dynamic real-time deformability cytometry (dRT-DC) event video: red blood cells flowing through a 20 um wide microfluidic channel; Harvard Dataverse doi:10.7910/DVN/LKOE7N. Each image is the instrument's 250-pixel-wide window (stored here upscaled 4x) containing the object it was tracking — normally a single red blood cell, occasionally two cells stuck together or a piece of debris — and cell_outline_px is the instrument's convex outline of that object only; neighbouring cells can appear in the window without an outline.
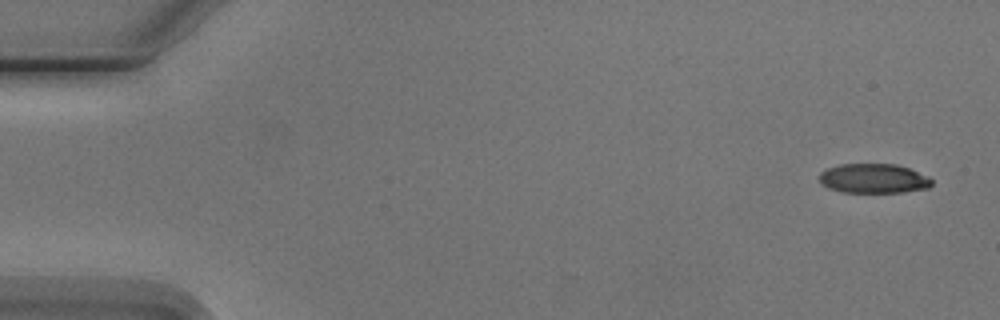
{"species": "Egyptian fruit bat (a non-hibernating species)", "species_latin": "Rousettus aegyptiacus", "temperature_condition": "cold", "stored_images_in_passage": 4, "camera_frame_rate_fps": 3000, "um_per_image_px": 0.085, "animal": {"sex": "male"}, "frame": {"image": 1, "passage_image": 1, "time_ms": 0.0, "image_size_px": [1000, 320], "cell_outline_px": [[932, 184], [928, 188], [904, 192], [840, 192], [828, 188], [820, 184], [820, 172], [828, 168], [840, 164], [896, 164], [908, 168], [928, 176], [932, 180]], "centroid_in_image_um": [74.24, 15.17], "position_along_channel_um": 10.8, "area_um2": 19.36}}